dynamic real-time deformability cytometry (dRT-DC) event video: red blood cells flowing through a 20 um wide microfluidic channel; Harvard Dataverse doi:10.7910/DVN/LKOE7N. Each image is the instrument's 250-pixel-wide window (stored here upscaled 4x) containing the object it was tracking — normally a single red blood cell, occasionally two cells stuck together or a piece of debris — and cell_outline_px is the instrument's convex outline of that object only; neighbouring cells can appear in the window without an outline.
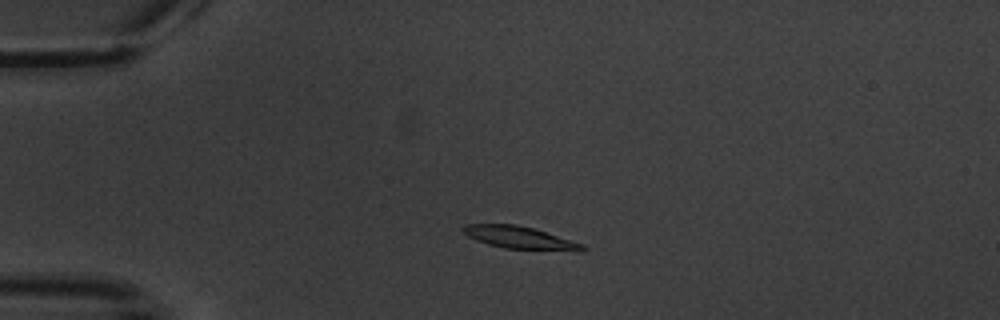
{"species": "common noctule bat (a hibernating species)", "species_latin": "Nyctalus noctula", "temperature_condition": "warm", "stored_images_in_passage": 2, "camera_frame_rate_fps": 3000, "um_per_image_px": 0.085, "animal": {"sex": "male", "body_mass_g": 20.1, "forearm_length_mm": 53.5}, "frame": {"image": 1, "passage_image": 2, "time_ms": 1.0, "image_size_px": [1000, 320], "cell_outline_px": [[588, 248], [584, 252], [576, 252], [504, 248], [488, 244], [476, 240], [468, 236], [460, 228], [464, 224], [516, 224], [532, 228], [584, 244]], "centroid_in_image_um": [44.25, 20.22], "position_along_channel_um": 40.8, "area_um2": 15.84}}